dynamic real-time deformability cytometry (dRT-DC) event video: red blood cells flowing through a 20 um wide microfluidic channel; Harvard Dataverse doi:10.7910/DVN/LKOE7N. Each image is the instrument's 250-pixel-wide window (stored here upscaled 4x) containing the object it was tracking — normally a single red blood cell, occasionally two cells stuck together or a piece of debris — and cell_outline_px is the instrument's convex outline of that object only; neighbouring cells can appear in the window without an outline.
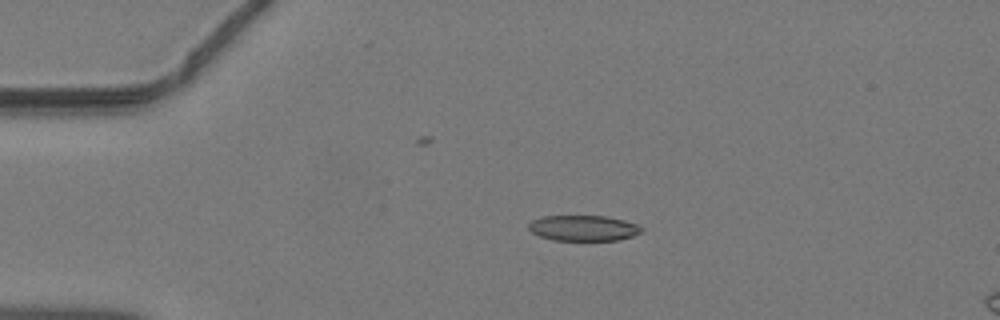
{"species": "common noctule bat (a hibernating species)", "species_latin": "Nyctalus noctula", "temperature_condition": "warm", "stored_images_in_passage": 27, "camera_frame_rate_fps": 3000, "um_per_image_px": 0.085, "animal": {"sex": "male", "body_mass_g": 19.2, "forearm_length_mm": 51.8}, "frame": {"image": 1, "passage_image": 1, "time_ms": 0.0, "image_size_px": [1000, 320], "cell_outline_px": [[644, 228], [640, 232], [632, 236], [620, 240], [552, 240], [540, 236], [532, 232], [528, 228], [528, 224], [532, 220], [544, 216], [608, 216], [640, 224]], "centroid_in_image_um": [49.62, 19.38], "position_along_channel_um": 35.4, "area_um2": 16.94}}
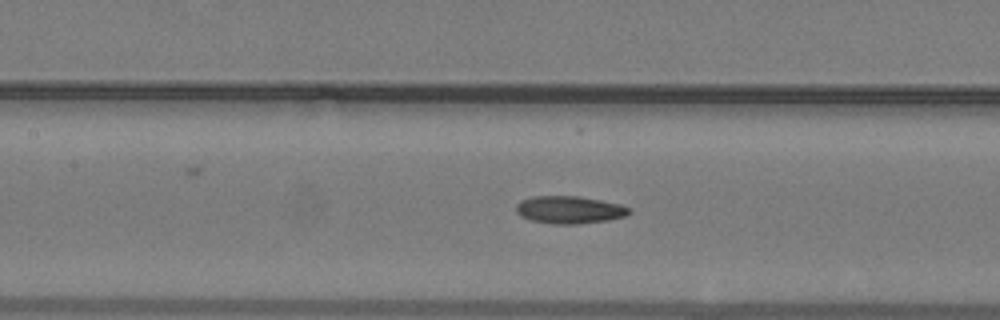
{"frame": {"image": 2, "passage_image": 12, "time_ms": 3.667, "image_size_px": [1000, 320], "cell_outline_px": [[632, 212], [624, 216], [608, 220], [576, 224], [552, 224], [528, 220], [520, 216], [516, 212], [516, 204], [520, 200], [532, 196], [576, 196], [600, 200], [620, 204], [632, 208]], "centroid_in_image_um": [48.37, 17.83], "position_along_channel_um": 159.0, "area_um2": 18.32}}
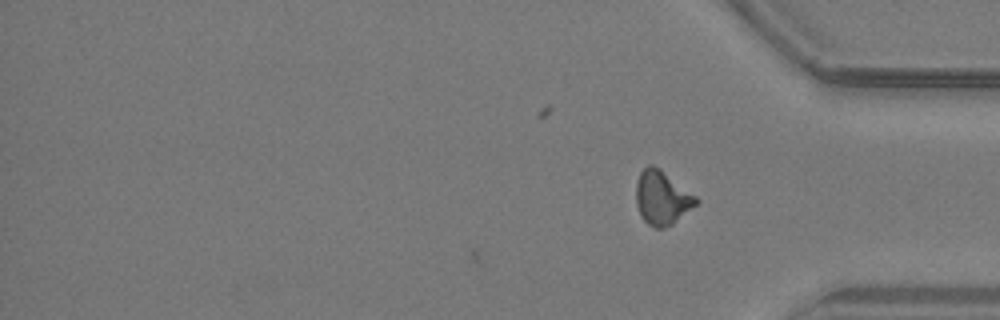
{"frame": {"image": 3, "passage_image": 27, "time_ms": 8.667, "image_size_px": [1000, 320], "cell_outline_px": [[700, 200], [696, 204], [672, 224], [664, 228], [656, 228], [648, 224], [640, 216], [636, 204], [636, 184], [640, 172], [648, 164], [652, 164], [660, 168], [696, 196]], "centroid_in_image_um": [56.25, 16.8], "position_along_channel_um": 379.0, "area_um2": 18.79}}